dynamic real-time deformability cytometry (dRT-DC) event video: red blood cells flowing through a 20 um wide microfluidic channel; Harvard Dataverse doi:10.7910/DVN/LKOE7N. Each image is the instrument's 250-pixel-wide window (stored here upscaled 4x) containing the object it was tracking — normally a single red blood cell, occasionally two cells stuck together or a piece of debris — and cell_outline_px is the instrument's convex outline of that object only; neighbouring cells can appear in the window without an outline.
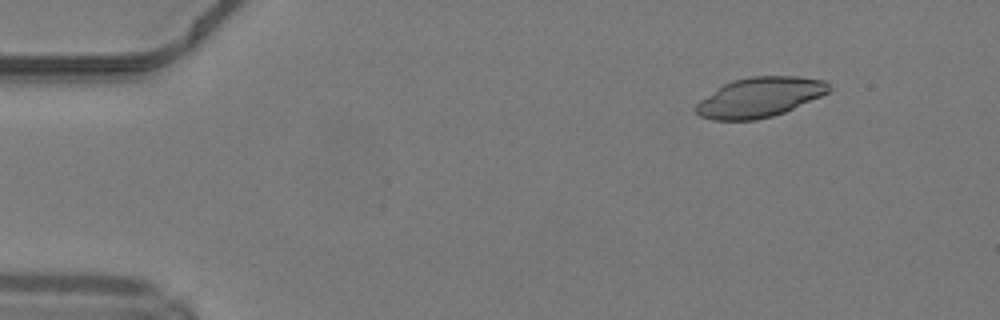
{"species": "common noctule bat (a hibernating species)", "species_latin": "Nyctalus noctula", "temperature_condition": "warm", "stored_images_in_passage": 25, "camera_frame_rate_fps": 3000, "um_per_image_px": 0.085, "animal": {"sex": "male", "body_mass_g": 19.2, "forearm_length_mm": 51.8}, "frame": {"image": 1, "passage_image": 6, "time_ms": 1.667, "image_size_px": [1000, 320], "cell_outline_px": [[832, 88], [828, 92], [820, 96], [784, 112], [772, 116], [756, 120], [712, 120], [700, 116], [692, 108], [700, 100], [724, 84], [732, 80], [748, 76], [800, 76], [828, 80]], "centroid_in_image_um": [64.58, 8.25], "position_along_channel_um": 20.4, "area_um2": 30.98}}